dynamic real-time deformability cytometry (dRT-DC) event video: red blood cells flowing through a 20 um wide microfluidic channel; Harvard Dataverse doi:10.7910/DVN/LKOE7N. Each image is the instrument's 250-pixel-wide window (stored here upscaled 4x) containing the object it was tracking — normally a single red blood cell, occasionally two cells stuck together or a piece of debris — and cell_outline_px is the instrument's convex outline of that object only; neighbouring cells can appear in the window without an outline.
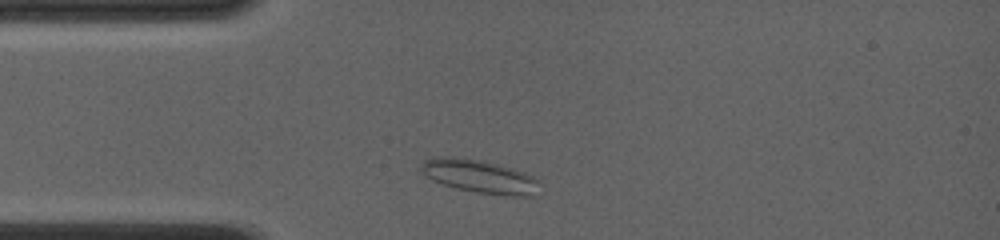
{"species": "common noctule bat (a hibernating species)", "species_latin": "Nyctalus noctula", "temperature_condition": "room temperature", "stored_images_in_passage": 1, "camera_frame_rate_fps": 4000, "um_per_image_px": 0.085, "animal": {"sex": "female", "body_mass_g": 19.0, "forearm_length_mm": 56.7}, "frame": {"image": 1, "passage_image": 1, "time_ms": 0.0, "image_size_px": [1000, 240], "cell_outline_px": [[540, 180], [536, 196], [512, 196], [476, 192], [456, 188], [432, 180], [420, 172], [420, 164], [424, 160], [436, 156], [452, 156], [480, 160], [496, 164], [524, 172]], "centroid_in_image_um": [40.75, 14.99], "position_along_channel_um": 44.3, "area_um2": 23.06}}